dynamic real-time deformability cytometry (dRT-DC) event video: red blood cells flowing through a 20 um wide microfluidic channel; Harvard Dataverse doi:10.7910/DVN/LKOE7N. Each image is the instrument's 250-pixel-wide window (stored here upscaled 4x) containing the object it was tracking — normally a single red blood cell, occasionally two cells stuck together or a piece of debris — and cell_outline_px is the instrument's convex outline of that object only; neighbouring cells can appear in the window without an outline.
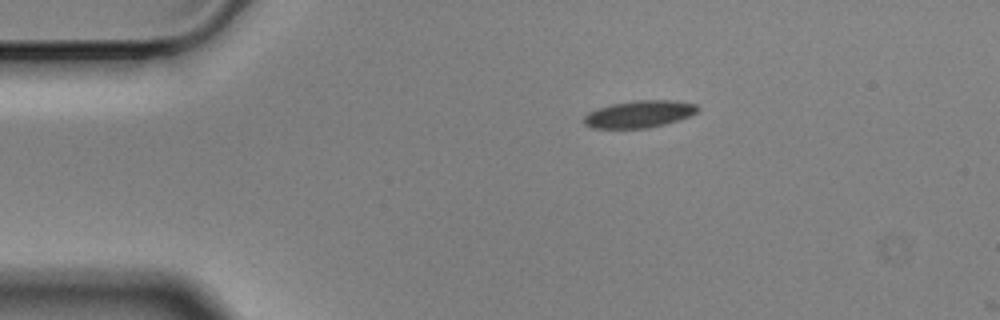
{"species": "Egyptian fruit bat (a non-hibernating species)", "species_latin": "Rousettus aegyptiacus", "temperature_condition": "cold", "stored_images_in_passage": 2, "camera_frame_rate_fps": 3000, "um_per_image_px": 0.085, "animal": {"sex": "male"}, "frame": {"image": 1, "passage_image": 1, "time_ms": 0.0, "image_size_px": [1000, 320], "cell_outline_px": [[700, 108], [696, 112], [688, 116], [664, 124], [648, 128], [592, 128], [584, 124], [584, 116], [588, 112], [612, 104], [636, 100], [672, 100], [696, 104]], "centroid_in_image_um": [54.32, 9.69], "position_along_channel_um": 30.7, "area_um2": 17.74}}